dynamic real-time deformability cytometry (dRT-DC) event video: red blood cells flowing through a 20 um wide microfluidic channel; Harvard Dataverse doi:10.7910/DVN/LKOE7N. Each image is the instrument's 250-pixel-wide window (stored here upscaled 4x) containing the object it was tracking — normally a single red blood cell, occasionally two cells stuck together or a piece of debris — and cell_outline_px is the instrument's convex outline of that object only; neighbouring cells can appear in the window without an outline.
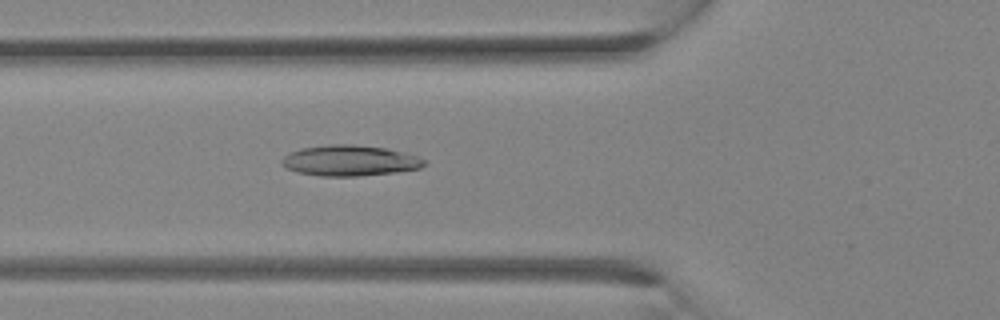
{"species": "Egyptian fruit bat (a non-hibernating species)", "species_latin": "Rousettus aegyptiacus", "temperature_condition": "room temperature", "stored_images_in_passage": 12, "camera_frame_rate_fps": 3000, "um_per_image_px": 0.085, "animal": {"sex": "female"}, "frame": {"image": 1, "passage_image": 2, "time_ms": 0.333, "image_size_px": [1000, 320], "cell_outline_px": [[428, 164], [420, 168], [396, 172], [356, 176], [320, 176], [300, 172], [288, 168], [280, 164], [280, 160], [288, 152], [300, 148], [328, 144], [352, 144], [384, 148], [404, 152], [428, 160]], "centroid_in_image_um": [29.74, 13.64], "position_along_channel_um": 96.1, "area_um2": 25.61}}
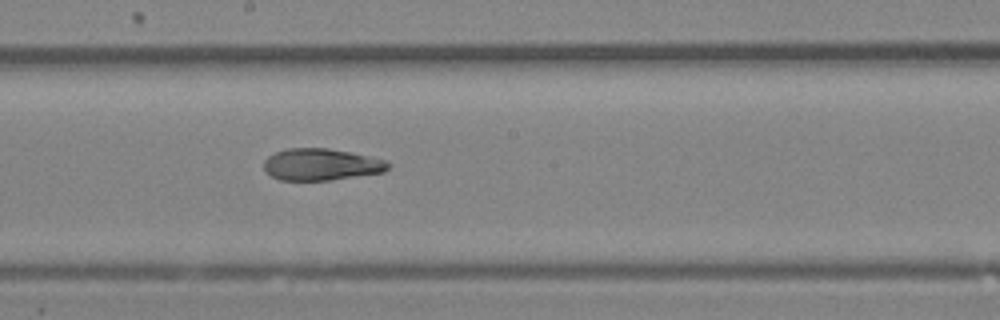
{"frame": {"image": 2, "passage_image": 8, "time_ms": 2.333, "image_size_px": [1000, 320], "cell_outline_px": [[392, 164], [384, 172], [332, 180], [280, 180], [264, 172], [264, 160], [268, 156], [276, 152], [288, 148], [328, 148], [352, 152], [384, 160]], "centroid_in_image_um": [27.29, 13.98], "position_along_channel_um": 220.9, "area_um2": 23.12}}
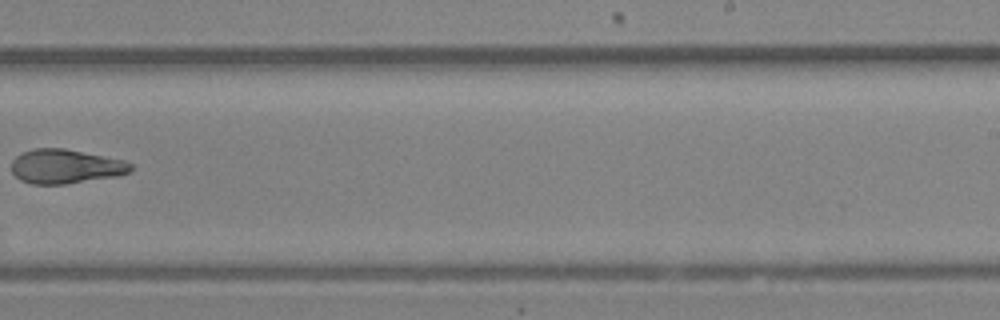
{"frame": {"image": 3, "passage_image": 11, "time_ms": 3.333, "image_size_px": [1000, 320], "cell_outline_px": [[132, 168], [128, 172], [116, 176], [64, 184], [32, 184], [20, 180], [12, 172], [12, 160], [20, 152], [32, 148], [64, 148], [124, 160], [132, 164]], "centroid_in_image_um": [5.52, 14.13], "position_along_channel_um": 283.5, "area_um2": 23.76}}